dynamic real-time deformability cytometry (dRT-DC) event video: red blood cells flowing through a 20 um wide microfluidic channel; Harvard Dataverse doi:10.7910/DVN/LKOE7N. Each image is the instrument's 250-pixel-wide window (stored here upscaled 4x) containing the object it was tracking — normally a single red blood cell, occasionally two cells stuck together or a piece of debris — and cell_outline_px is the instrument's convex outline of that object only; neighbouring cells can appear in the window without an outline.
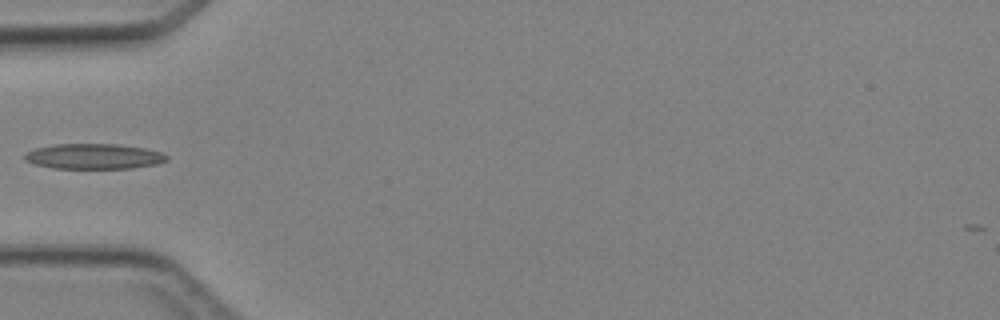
{"species": "Egyptian fruit bat (a non-hibernating species)", "species_latin": "Rousettus aegyptiacus", "temperature_condition": "cold", "stored_images_in_passage": 4, "camera_frame_rate_fps": 3000, "um_per_image_px": 0.085, "animal": {"sex": "female"}, "frame": {"image": 1, "passage_image": 4, "time_ms": 3.667, "image_size_px": [1000, 320], "cell_outline_px": [[168, 160], [156, 164], [132, 168], [52, 168], [32, 164], [24, 160], [24, 152], [36, 148], [52, 144], [116, 144], [144, 148], [160, 152], [168, 156]], "centroid_in_image_um": [7.92, 13.29], "position_along_channel_um": 77.1, "area_um2": 21.04}}